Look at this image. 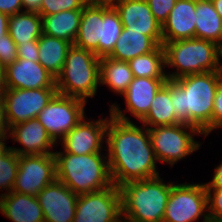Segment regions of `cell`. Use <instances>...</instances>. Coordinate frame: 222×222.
I'll use <instances>...</instances> for the list:
<instances>
[{
	"mask_svg": "<svg viewBox=\"0 0 222 222\" xmlns=\"http://www.w3.org/2000/svg\"><path fill=\"white\" fill-rule=\"evenodd\" d=\"M8 139H0V158L10 149V146L6 143Z\"/></svg>",
	"mask_w": 222,
	"mask_h": 222,
	"instance_id": "obj_44",
	"label": "cell"
},
{
	"mask_svg": "<svg viewBox=\"0 0 222 222\" xmlns=\"http://www.w3.org/2000/svg\"><path fill=\"white\" fill-rule=\"evenodd\" d=\"M57 93V88H6L1 99L9 128L29 119L37 118Z\"/></svg>",
	"mask_w": 222,
	"mask_h": 222,
	"instance_id": "obj_10",
	"label": "cell"
},
{
	"mask_svg": "<svg viewBox=\"0 0 222 222\" xmlns=\"http://www.w3.org/2000/svg\"><path fill=\"white\" fill-rule=\"evenodd\" d=\"M148 130L157 161L171 167L200 149L202 143L195 141V135L204 137L199 129L187 123L151 127Z\"/></svg>",
	"mask_w": 222,
	"mask_h": 222,
	"instance_id": "obj_7",
	"label": "cell"
},
{
	"mask_svg": "<svg viewBox=\"0 0 222 222\" xmlns=\"http://www.w3.org/2000/svg\"><path fill=\"white\" fill-rule=\"evenodd\" d=\"M222 128V86H219L214 98L212 113V132Z\"/></svg>",
	"mask_w": 222,
	"mask_h": 222,
	"instance_id": "obj_37",
	"label": "cell"
},
{
	"mask_svg": "<svg viewBox=\"0 0 222 222\" xmlns=\"http://www.w3.org/2000/svg\"><path fill=\"white\" fill-rule=\"evenodd\" d=\"M9 15L0 12V38L8 33Z\"/></svg>",
	"mask_w": 222,
	"mask_h": 222,
	"instance_id": "obj_42",
	"label": "cell"
},
{
	"mask_svg": "<svg viewBox=\"0 0 222 222\" xmlns=\"http://www.w3.org/2000/svg\"><path fill=\"white\" fill-rule=\"evenodd\" d=\"M21 0H0V12L7 15L23 12L24 10Z\"/></svg>",
	"mask_w": 222,
	"mask_h": 222,
	"instance_id": "obj_38",
	"label": "cell"
},
{
	"mask_svg": "<svg viewBox=\"0 0 222 222\" xmlns=\"http://www.w3.org/2000/svg\"><path fill=\"white\" fill-rule=\"evenodd\" d=\"M56 180L78 195L98 192L113 185L107 153L75 155L54 152Z\"/></svg>",
	"mask_w": 222,
	"mask_h": 222,
	"instance_id": "obj_3",
	"label": "cell"
},
{
	"mask_svg": "<svg viewBox=\"0 0 222 222\" xmlns=\"http://www.w3.org/2000/svg\"><path fill=\"white\" fill-rule=\"evenodd\" d=\"M208 222L207 192L204 183L171 184L163 222Z\"/></svg>",
	"mask_w": 222,
	"mask_h": 222,
	"instance_id": "obj_8",
	"label": "cell"
},
{
	"mask_svg": "<svg viewBox=\"0 0 222 222\" xmlns=\"http://www.w3.org/2000/svg\"><path fill=\"white\" fill-rule=\"evenodd\" d=\"M17 56V44L10 37L9 32L0 38V64L5 68L11 65Z\"/></svg>",
	"mask_w": 222,
	"mask_h": 222,
	"instance_id": "obj_33",
	"label": "cell"
},
{
	"mask_svg": "<svg viewBox=\"0 0 222 222\" xmlns=\"http://www.w3.org/2000/svg\"><path fill=\"white\" fill-rule=\"evenodd\" d=\"M157 176L119 186L124 222H163L171 182Z\"/></svg>",
	"mask_w": 222,
	"mask_h": 222,
	"instance_id": "obj_4",
	"label": "cell"
},
{
	"mask_svg": "<svg viewBox=\"0 0 222 222\" xmlns=\"http://www.w3.org/2000/svg\"><path fill=\"white\" fill-rule=\"evenodd\" d=\"M158 45L144 32L128 31L123 27V30L116 41V45L110 58L126 61L143 54L152 52Z\"/></svg>",
	"mask_w": 222,
	"mask_h": 222,
	"instance_id": "obj_26",
	"label": "cell"
},
{
	"mask_svg": "<svg viewBox=\"0 0 222 222\" xmlns=\"http://www.w3.org/2000/svg\"><path fill=\"white\" fill-rule=\"evenodd\" d=\"M19 165V155L9 149L0 158V196L9 194L14 187Z\"/></svg>",
	"mask_w": 222,
	"mask_h": 222,
	"instance_id": "obj_31",
	"label": "cell"
},
{
	"mask_svg": "<svg viewBox=\"0 0 222 222\" xmlns=\"http://www.w3.org/2000/svg\"><path fill=\"white\" fill-rule=\"evenodd\" d=\"M103 21V3L89 2L82 17L73 45L94 52L99 57V39Z\"/></svg>",
	"mask_w": 222,
	"mask_h": 222,
	"instance_id": "obj_21",
	"label": "cell"
},
{
	"mask_svg": "<svg viewBox=\"0 0 222 222\" xmlns=\"http://www.w3.org/2000/svg\"><path fill=\"white\" fill-rule=\"evenodd\" d=\"M211 181L204 183L206 190H222V161L213 169Z\"/></svg>",
	"mask_w": 222,
	"mask_h": 222,
	"instance_id": "obj_39",
	"label": "cell"
},
{
	"mask_svg": "<svg viewBox=\"0 0 222 222\" xmlns=\"http://www.w3.org/2000/svg\"><path fill=\"white\" fill-rule=\"evenodd\" d=\"M9 137L12 142L19 143L23 148L10 147L17 155H40L54 154L57 145L40 124L37 118L29 119L26 122L11 126Z\"/></svg>",
	"mask_w": 222,
	"mask_h": 222,
	"instance_id": "obj_17",
	"label": "cell"
},
{
	"mask_svg": "<svg viewBox=\"0 0 222 222\" xmlns=\"http://www.w3.org/2000/svg\"><path fill=\"white\" fill-rule=\"evenodd\" d=\"M73 222H124L119 187L78 195Z\"/></svg>",
	"mask_w": 222,
	"mask_h": 222,
	"instance_id": "obj_11",
	"label": "cell"
},
{
	"mask_svg": "<svg viewBox=\"0 0 222 222\" xmlns=\"http://www.w3.org/2000/svg\"><path fill=\"white\" fill-rule=\"evenodd\" d=\"M209 221L222 222V190H206Z\"/></svg>",
	"mask_w": 222,
	"mask_h": 222,
	"instance_id": "obj_34",
	"label": "cell"
},
{
	"mask_svg": "<svg viewBox=\"0 0 222 222\" xmlns=\"http://www.w3.org/2000/svg\"><path fill=\"white\" fill-rule=\"evenodd\" d=\"M133 79L128 62L110 57L100 58V86L106 85L114 94L121 96Z\"/></svg>",
	"mask_w": 222,
	"mask_h": 222,
	"instance_id": "obj_27",
	"label": "cell"
},
{
	"mask_svg": "<svg viewBox=\"0 0 222 222\" xmlns=\"http://www.w3.org/2000/svg\"><path fill=\"white\" fill-rule=\"evenodd\" d=\"M87 102L75 97L56 94L37 119L57 144L85 117Z\"/></svg>",
	"mask_w": 222,
	"mask_h": 222,
	"instance_id": "obj_9",
	"label": "cell"
},
{
	"mask_svg": "<svg viewBox=\"0 0 222 222\" xmlns=\"http://www.w3.org/2000/svg\"><path fill=\"white\" fill-rule=\"evenodd\" d=\"M105 145L115 186L160 176L149 130L143 124L124 122L110 115Z\"/></svg>",
	"mask_w": 222,
	"mask_h": 222,
	"instance_id": "obj_1",
	"label": "cell"
},
{
	"mask_svg": "<svg viewBox=\"0 0 222 222\" xmlns=\"http://www.w3.org/2000/svg\"><path fill=\"white\" fill-rule=\"evenodd\" d=\"M55 180L54 154L19 156L18 172L12 192L37 197L44 187Z\"/></svg>",
	"mask_w": 222,
	"mask_h": 222,
	"instance_id": "obj_12",
	"label": "cell"
},
{
	"mask_svg": "<svg viewBox=\"0 0 222 222\" xmlns=\"http://www.w3.org/2000/svg\"><path fill=\"white\" fill-rule=\"evenodd\" d=\"M211 1L214 5L215 10L222 19V0H211Z\"/></svg>",
	"mask_w": 222,
	"mask_h": 222,
	"instance_id": "obj_45",
	"label": "cell"
},
{
	"mask_svg": "<svg viewBox=\"0 0 222 222\" xmlns=\"http://www.w3.org/2000/svg\"><path fill=\"white\" fill-rule=\"evenodd\" d=\"M89 2L112 3L115 0H88Z\"/></svg>",
	"mask_w": 222,
	"mask_h": 222,
	"instance_id": "obj_46",
	"label": "cell"
},
{
	"mask_svg": "<svg viewBox=\"0 0 222 222\" xmlns=\"http://www.w3.org/2000/svg\"><path fill=\"white\" fill-rule=\"evenodd\" d=\"M6 88L41 89L56 85L55 78L39 62L16 59L6 67Z\"/></svg>",
	"mask_w": 222,
	"mask_h": 222,
	"instance_id": "obj_18",
	"label": "cell"
},
{
	"mask_svg": "<svg viewBox=\"0 0 222 222\" xmlns=\"http://www.w3.org/2000/svg\"><path fill=\"white\" fill-rule=\"evenodd\" d=\"M111 5L126 30L144 32L157 45H162V25L154 18L146 0H115Z\"/></svg>",
	"mask_w": 222,
	"mask_h": 222,
	"instance_id": "obj_15",
	"label": "cell"
},
{
	"mask_svg": "<svg viewBox=\"0 0 222 222\" xmlns=\"http://www.w3.org/2000/svg\"><path fill=\"white\" fill-rule=\"evenodd\" d=\"M167 80L168 79L134 77L128 89L121 95L125 100V111L120 107V104L115 102L109 105V113L115 119L124 122H133V120H130L132 116L140 122L149 112L157 91ZM127 112L131 114L130 117L126 115Z\"/></svg>",
	"mask_w": 222,
	"mask_h": 222,
	"instance_id": "obj_13",
	"label": "cell"
},
{
	"mask_svg": "<svg viewBox=\"0 0 222 222\" xmlns=\"http://www.w3.org/2000/svg\"><path fill=\"white\" fill-rule=\"evenodd\" d=\"M9 129L4 112V104L0 98V139H9Z\"/></svg>",
	"mask_w": 222,
	"mask_h": 222,
	"instance_id": "obj_40",
	"label": "cell"
},
{
	"mask_svg": "<svg viewBox=\"0 0 222 222\" xmlns=\"http://www.w3.org/2000/svg\"><path fill=\"white\" fill-rule=\"evenodd\" d=\"M39 63L56 79L61 73L69 48V41L42 33L38 39Z\"/></svg>",
	"mask_w": 222,
	"mask_h": 222,
	"instance_id": "obj_25",
	"label": "cell"
},
{
	"mask_svg": "<svg viewBox=\"0 0 222 222\" xmlns=\"http://www.w3.org/2000/svg\"><path fill=\"white\" fill-rule=\"evenodd\" d=\"M23 10L29 12H39L43 0H21ZM25 8V9H24Z\"/></svg>",
	"mask_w": 222,
	"mask_h": 222,
	"instance_id": "obj_41",
	"label": "cell"
},
{
	"mask_svg": "<svg viewBox=\"0 0 222 222\" xmlns=\"http://www.w3.org/2000/svg\"><path fill=\"white\" fill-rule=\"evenodd\" d=\"M55 85L58 94L88 102L100 87V58L90 50L72 45Z\"/></svg>",
	"mask_w": 222,
	"mask_h": 222,
	"instance_id": "obj_6",
	"label": "cell"
},
{
	"mask_svg": "<svg viewBox=\"0 0 222 222\" xmlns=\"http://www.w3.org/2000/svg\"><path fill=\"white\" fill-rule=\"evenodd\" d=\"M165 56V68L168 80L219 71L222 67L221 47L215 42L190 38L171 42H162Z\"/></svg>",
	"mask_w": 222,
	"mask_h": 222,
	"instance_id": "obj_5",
	"label": "cell"
},
{
	"mask_svg": "<svg viewBox=\"0 0 222 222\" xmlns=\"http://www.w3.org/2000/svg\"><path fill=\"white\" fill-rule=\"evenodd\" d=\"M196 0H176L167 20L162 25L163 42L195 38Z\"/></svg>",
	"mask_w": 222,
	"mask_h": 222,
	"instance_id": "obj_19",
	"label": "cell"
},
{
	"mask_svg": "<svg viewBox=\"0 0 222 222\" xmlns=\"http://www.w3.org/2000/svg\"><path fill=\"white\" fill-rule=\"evenodd\" d=\"M110 115L106 118H103L104 116L102 115L101 118L95 120L88 119L86 116L65 135L60 141L61 143L59 142L63 149L62 152L86 155L106 150V146L103 145L106 144Z\"/></svg>",
	"mask_w": 222,
	"mask_h": 222,
	"instance_id": "obj_14",
	"label": "cell"
},
{
	"mask_svg": "<svg viewBox=\"0 0 222 222\" xmlns=\"http://www.w3.org/2000/svg\"><path fill=\"white\" fill-rule=\"evenodd\" d=\"M38 52V40H32L25 42V44L23 43L17 45L18 59H27L34 62H39Z\"/></svg>",
	"mask_w": 222,
	"mask_h": 222,
	"instance_id": "obj_36",
	"label": "cell"
},
{
	"mask_svg": "<svg viewBox=\"0 0 222 222\" xmlns=\"http://www.w3.org/2000/svg\"><path fill=\"white\" fill-rule=\"evenodd\" d=\"M195 38L215 42L222 47V19L211 0H196Z\"/></svg>",
	"mask_w": 222,
	"mask_h": 222,
	"instance_id": "obj_24",
	"label": "cell"
},
{
	"mask_svg": "<svg viewBox=\"0 0 222 222\" xmlns=\"http://www.w3.org/2000/svg\"><path fill=\"white\" fill-rule=\"evenodd\" d=\"M123 25L118 12L111 3H103V21L99 39V58L108 57L118 40Z\"/></svg>",
	"mask_w": 222,
	"mask_h": 222,
	"instance_id": "obj_30",
	"label": "cell"
},
{
	"mask_svg": "<svg viewBox=\"0 0 222 222\" xmlns=\"http://www.w3.org/2000/svg\"><path fill=\"white\" fill-rule=\"evenodd\" d=\"M8 32L17 45L38 40L43 33L41 15L37 12L29 11L10 15Z\"/></svg>",
	"mask_w": 222,
	"mask_h": 222,
	"instance_id": "obj_28",
	"label": "cell"
},
{
	"mask_svg": "<svg viewBox=\"0 0 222 222\" xmlns=\"http://www.w3.org/2000/svg\"><path fill=\"white\" fill-rule=\"evenodd\" d=\"M128 64L134 77L167 79L162 45H158L152 52L139 55L129 60Z\"/></svg>",
	"mask_w": 222,
	"mask_h": 222,
	"instance_id": "obj_29",
	"label": "cell"
},
{
	"mask_svg": "<svg viewBox=\"0 0 222 222\" xmlns=\"http://www.w3.org/2000/svg\"><path fill=\"white\" fill-rule=\"evenodd\" d=\"M6 89V68L0 64V98Z\"/></svg>",
	"mask_w": 222,
	"mask_h": 222,
	"instance_id": "obj_43",
	"label": "cell"
},
{
	"mask_svg": "<svg viewBox=\"0 0 222 222\" xmlns=\"http://www.w3.org/2000/svg\"><path fill=\"white\" fill-rule=\"evenodd\" d=\"M88 3V0H43L38 13L52 15L61 11L83 9Z\"/></svg>",
	"mask_w": 222,
	"mask_h": 222,
	"instance_id": "obj_32",
	"label": "cell"
},
{
	"mask_svg": "<svg viewBox=\"0 0 222 222\" xmlns=\"http://www.w3.org/2000/svg\"><path fill=\"white\" fill-rule=\"evenodd\" d=\"M140 122L147 128L181 123L176 117L171 100V80H167L157 91L149 112Z\"/></svg>",
	"mask_w": 222,
	"mask_h": 222,
	"instance_id": "obj_23",
	"label": "cell"
},
{
	"mask_svg": "<svg viewBox=\"0 0 222 222\" xmlns=\"http://www.w3.org/2000/svg\"><path fill=\"white\" fill-rule=\"evenodd\" d=\"M154 18L163 25L167 20L171 10L175 6L176 0H146Z\"/></svg>",
	"mask_w": 222,
	"mask_h": 222,
	"instance_id": "obj_35",
	"label": "cell"
},
{
	"mask_svg": "<svg viewBox=\"0 0 222 222\" xmlns=\"http://www.w3.org/2000/svg\"><path fill=\"white\" fill-rule=\"evenodd\" d=\"M0 213L11 222H44L38 198L17 192L0 196Z\"/></svg>",
	"mask_w": 222,
	"mask_h": 222,
	"instance_id": "obj_20",
	"label": "cell"
},
{
	"mask_svg": "<svg viewBox=\"0 0 222 222\" xmlns=\"http://www.w3.org/2000/svg\"><path fill=\"white\" fill-rule=\"evenodd\" d=\"M44 222H73L78 194L62 182L55 180L44 187L37 196Z\"/></svg>",
	"mask_w": 222,
	"mask_h": 222,
	"instance_id": "obj_16",
	"label": "cell"
},
{
	"mask_svg": "<svg viewBox=\"0 0 222 222\" xmlns=\"http://www.w3.org/2000/svg\"><path fill=\"white\" fill-rule=\"evenodd\" d=\"M219 76H220V86H222V67L219 70Z\"/></svg>",
	"mask_w": 222,
	"mask_h": 222,
	"instance_id": "obj_47",
	"label": "cell"
},
{
	"mask_svg": "<svg viewBox=\"0 0 222 222\" xmlns=\"http://www.w3.org/2000/svg\"><path fill=\"white\" fill-rule=\"evenodd\" d=\"M219 86V71L171 80V100L177 119L199 129L205 138L212 133L214 98Z\"/></svg>",
	"mask_w": 222,
	"mask_h": 222,
	"instance_id": "obj_2",
	"label": "cell"
},
{
	"mask_svg": "<svg viewBox=\"0 0 222 222\" xmlns=\"http://www.w3.org/2000/svg\"><path fill=\"white\" fill-rule=\"evenodd\" d=\"M81 17L82 9L61 11L52 15H41L42 32L73 44L78 33Z\"/></svg>",
	"mask_w": 222,
	"mask_h": 222,
	"instance_id": "obj_22",
	"label": "cell"
}]
</instances>
